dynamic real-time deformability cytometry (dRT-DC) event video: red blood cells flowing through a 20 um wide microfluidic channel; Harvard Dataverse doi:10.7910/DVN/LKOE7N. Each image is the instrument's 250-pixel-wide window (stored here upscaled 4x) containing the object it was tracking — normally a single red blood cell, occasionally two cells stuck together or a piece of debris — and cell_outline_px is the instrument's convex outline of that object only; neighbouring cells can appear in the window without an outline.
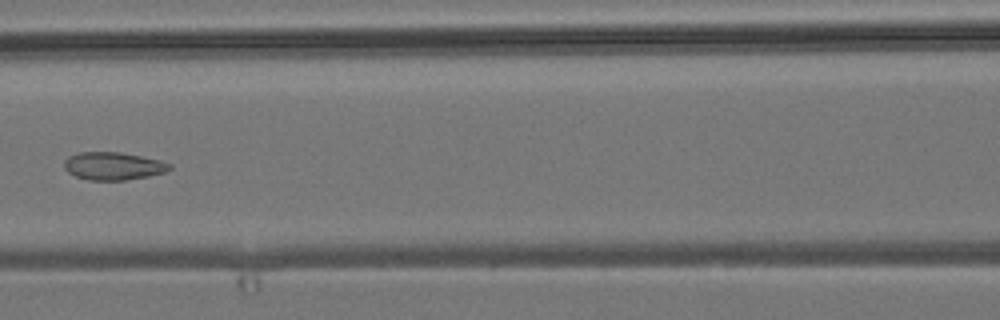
{"species": "common noctule bat (a hibernating species)", "species_latin": "Nyctalus noctula", "temperature_condition": "room temperature", "stored_images_in_passage": 4, "camera_frame_rate_fps": 3000, "um_per_image_px": 0.085, "animal": {"sex": "male", "body_mass_g": 19.2, "forearm_length_mm": 51.8}, "frame": {"image": 1, "passage_image": 4, "time_ms": 3.333, "image_size_px": [1000, 320], "cell_outline_px": [[172, 168], [164, 172], [148, 176], [124, 180], [88, 180], [76, 176], [68, 172], [64, 168], [64, 160], [68, 156], [80, 152], [120, 152], [160, 160], [172, 164]], "centroid_in_image_um": [9.61, 14.11], "position_along_channel_um": 157.0, "area_um2": 17.05}}